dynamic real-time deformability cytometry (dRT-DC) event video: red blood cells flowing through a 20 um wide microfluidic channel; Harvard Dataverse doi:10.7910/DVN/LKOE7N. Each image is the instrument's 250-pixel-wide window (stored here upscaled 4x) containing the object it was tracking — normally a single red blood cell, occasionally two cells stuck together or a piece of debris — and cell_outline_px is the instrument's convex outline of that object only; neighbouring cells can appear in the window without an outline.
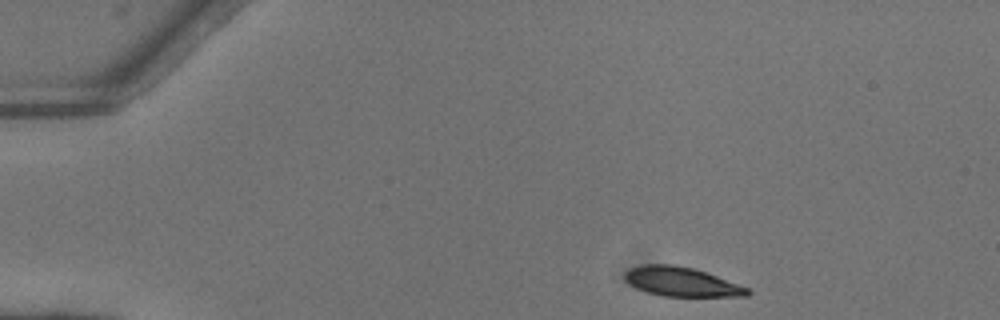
{"species": "common noctule bat (a hibernating species)", "species_latin": "Nyctalus noctula", "temperature_condition": "warm", "stored_images_in_passage": 43, "camera_frame_rate_fps": 3000, "um_per_image_px": 0.085, "animal": {"sex": "female"}, "frame": {"image": 1, "passage_image": 1, "time_ms": 0.0, "image_size_px": [1000, 320], "cell_outline_px": [[752, 292], [748, 296], [664, 296], [648, 292], [636, 288], [624, 280], [624, 272], [632, 268], [644, 264], [672, 264], [692, 268], [716, 276], [748, 288]], "centroid_in_image_um": [57.9, 23.95], "position_along_channel_um": 27.1, "area_um2": 20.63}}
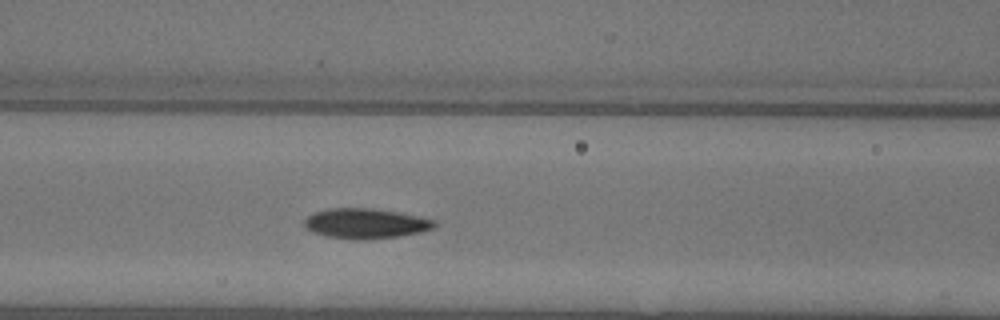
{"frame": {"image": 2, "passage_image": 15, "time_ms": 4.667, "image_size_px": [1000, 320], "cell_outline_px": [[436, 224], [432, 228], [420, 232], [396, 236], [368, 240], [356, 240], [328, 236], [312, 232], [304, 228], [304, 220], [312, 212], [328, 208], [372, 208], [400, 212], [420, 216], [436, 220]], "centroid_in_image_um": [31.05, 18.98], "position_along_channel_um": 135.6, "area_um2": 23.0}}
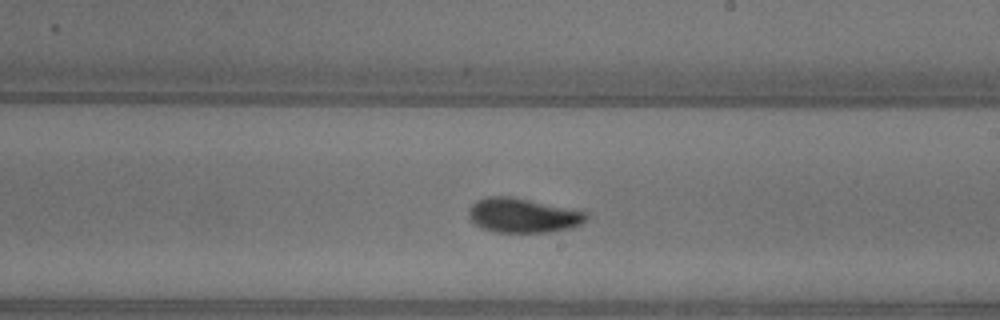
{"frame": {"image": 3, "passage_image": 23, "time_ms": 7.333, "image_size_px": [1000, 320], "cell_outline_px": [[588, 220], [572, 228], [548, 232], [496, 232], [484, 228], [476, 224], [468, 216], [468, 208], [476, 200], [488, 196], [512, 196], [588, 212]], "centroid_in_image_um": [44.46, 18.3], "position_along_channel_um": 244.5, "area_um2": 23.7}, "authors_computed_cell_mechanics": {"area_um2": 22.1952, "velocity_mm_per_s": 4.0957, "shape_relaxation_time_tau1_ms": 2.5062, "shape_relaxation_time_tau2_ms": 1.3989, "deformation_change_tau1": 0.1723, "deformation_change_tau2": 0.0646}}